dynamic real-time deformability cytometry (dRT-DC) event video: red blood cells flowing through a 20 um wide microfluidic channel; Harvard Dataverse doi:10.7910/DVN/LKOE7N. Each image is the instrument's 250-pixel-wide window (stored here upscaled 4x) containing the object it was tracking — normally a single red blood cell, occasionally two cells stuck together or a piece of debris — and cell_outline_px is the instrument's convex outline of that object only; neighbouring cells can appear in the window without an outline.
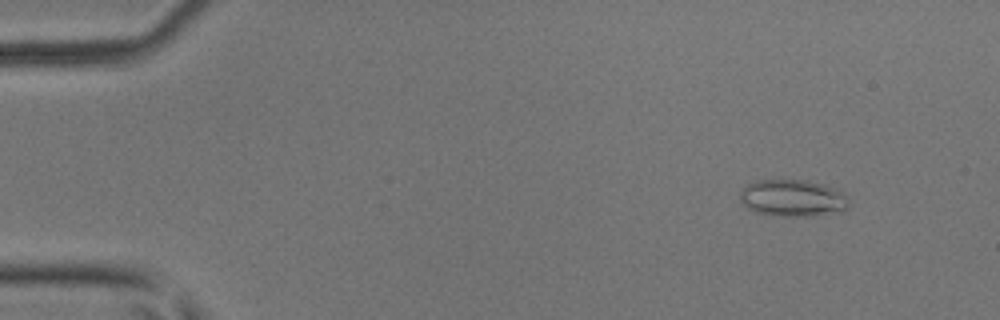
{"species": "common noctule bat (a hibernating species)", "species_latin": "Nyctalus noctula", "temperature_condition": "room temperature", "stored_images_in_passage": 5, "camera_frame_rate_fps": 3000, "um_per_image_px": 0.085, "animal": {"sex": "male", "body_mass_g": 17.9, "forearm_length_mm": 54.2}, "frame": {"image": 1, "passage_image": 2, "time_ms": 0.333, "image_size_px": [1000, 320], "cell_outline_px": [[852, 200], [848, 208], [844, 212], [816, 216], [776, 216], [756, 212], [748, 208], [740, 200], [740, 192], [748, 184], [756, 180], [808, 180], [824, 184], [836, 188], [844, 192]], "centroid_in_image_um": [67.49, 16.85], "position_along_channel_um": 17.5, "area_um2": 24.04}}